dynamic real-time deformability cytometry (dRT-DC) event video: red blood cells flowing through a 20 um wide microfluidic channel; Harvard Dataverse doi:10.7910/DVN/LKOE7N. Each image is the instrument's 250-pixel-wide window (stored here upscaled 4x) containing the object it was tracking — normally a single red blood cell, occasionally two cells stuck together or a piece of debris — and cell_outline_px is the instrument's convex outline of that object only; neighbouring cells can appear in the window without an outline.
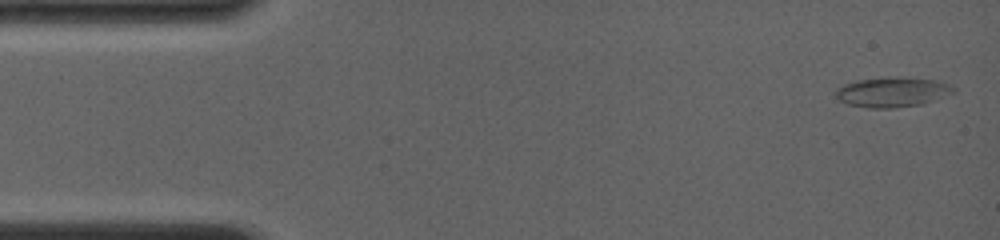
{"species": "common noctule bat (a hibernating species)", "species_latin": "Nyctalus noctula", "temperature_condition": "room temperature", "stored_images_in_passage": 15, "camera_frame_rate_fps": 4000, "um_per_image_px": 0.085, "animal": {"sex": "female", "body_mass_g": 19.0, "forearm_length_mm": 56.7}, "frame": {"image": 1, "passage_image": 1, "time_ms": 0.0, "image_size_px": [1000, 240], "cell_outline_px": [[944, 84], [940, 88], [920, 104], [892, 108], [868, 108], [848, 104], [840, 100], [836, 96], [836, 88], [844, 84], [860, 80], [932, 80]], "centroid_in_image_um": [75.38, 7.89], "position_along_channel_um": 9.6, "area_um2": 17.4}}
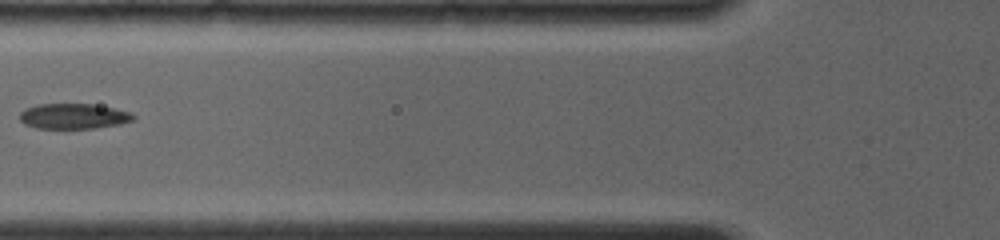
{"frame": {"image": 2, "passage_image": 12, "time_ms": 5.5, "image_size_px": [1000, 240], "cell_outline_px": [[136, 116], [132, 120], [120, 124], [96, 128], [36, 128], [24, 124], [20, 120], [20, 112], [24, 108], [36, 104], [92, 104], [132, 112]], "centroid_in_image_um": [6.23, 9.87], "position_along_channel_um": 119.6, "area_um2": 16.82}}
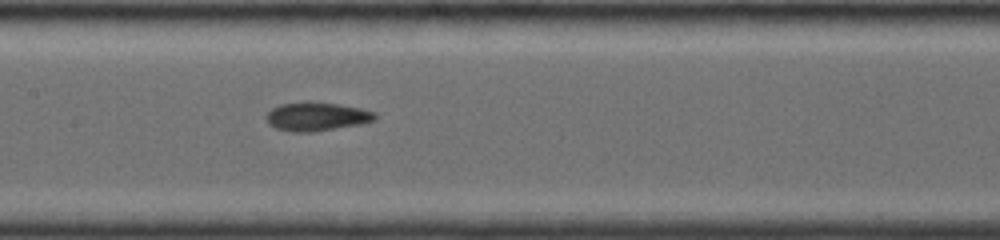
{"frame": {"image": 3, "passage_image": 15, "time_ms": 7.0, "image_size_px": [1000, 240], "cell_outline_px": [[376, 120], [360, 124], [312, 132], [292, 132], [276, 128], [268, 124], [264, 116], [272, 108], [280, 104], [308, 100], [312, 100], [360, 108], [376, 112]], "centroid_in_image_um": [26.88, 9.89], "position_along_channel_um": 180.5, "area_um2": 18.44}}